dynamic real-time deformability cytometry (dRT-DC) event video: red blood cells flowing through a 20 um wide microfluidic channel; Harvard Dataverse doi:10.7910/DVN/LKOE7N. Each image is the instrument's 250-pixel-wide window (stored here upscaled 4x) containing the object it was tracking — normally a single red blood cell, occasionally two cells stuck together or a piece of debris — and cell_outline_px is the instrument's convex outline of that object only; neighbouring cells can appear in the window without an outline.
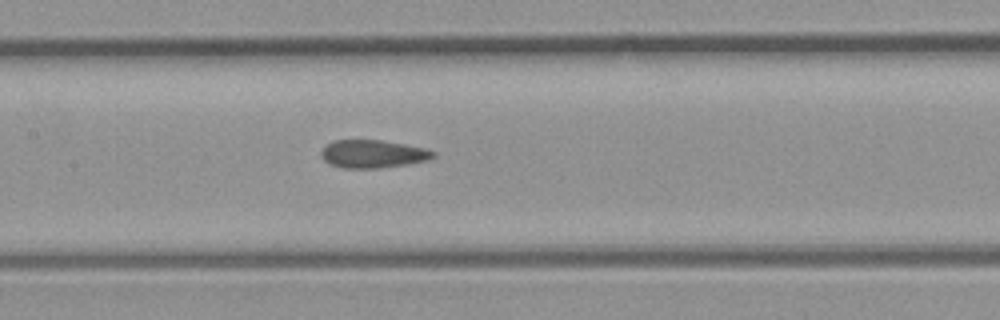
{"species": "common noctule bat (a hibernating species)", "species_latin": "Nyctalus noctula", "temperature_condition": "room temperature", "stored_images_in_passage": 5, "camera_frame_rate_fps": 3000, "um_per_image_px": 0.085, "animal": {"sex": "male", "body_mass_g": 23.1, "forearm_length_mm": 52.7}, "frame": {"image": 1, "passage_image": 5, "time_ms": 1.333, "image_size_px": [1000, 320], "cell_outline_px": [[436, 156], [432, 160], [408, 164], [380, 168], [340, 168], [328, 164], [320, 156], [320, 152], [328, 144], [336, 140], [380, 140], [404, 144], [424, 148], [436, 152]], "centroid_in_image_um": [31.72, 13.1], "position_along_channel_um": 175.7, "area_um2": 18.44}}